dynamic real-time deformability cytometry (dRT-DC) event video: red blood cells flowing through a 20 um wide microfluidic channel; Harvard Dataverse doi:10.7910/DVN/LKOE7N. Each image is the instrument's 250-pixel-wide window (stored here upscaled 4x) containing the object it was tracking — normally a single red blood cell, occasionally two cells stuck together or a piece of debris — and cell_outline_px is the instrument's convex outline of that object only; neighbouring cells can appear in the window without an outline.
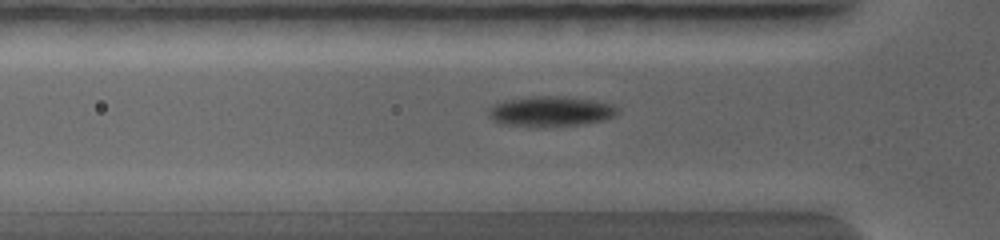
{"species": "common noctule bat (a hibernating species)", "species_latin": "Nyctalus noctula", "temperature_condition": "warm", "stored_images_in_passage": 6, "camera_frame_rate_fps": 5000, "um_per_image_px": 0.085, "animal": {"sex": "female", "body_mass_g": 19.0, "forearm_length_mm": 56.7}, "frame": {"image": 1, "passage_image": 2, "time_ms": 0.2, "image_size_px": [1000, 240], "cell_outline_px": [[620, 108], [612, 116], [600, 120], [560, 124], [532, 124], [496, 120], [488, 112], [488, 108], [492, 104], [504, 100], [532, 96], [568, 96], [596, 100], [612, 104]], "centroid_in_image_um": [46.86, 9.36], "position_along_channel_um": 78.9, "area_um2": 21.04}}